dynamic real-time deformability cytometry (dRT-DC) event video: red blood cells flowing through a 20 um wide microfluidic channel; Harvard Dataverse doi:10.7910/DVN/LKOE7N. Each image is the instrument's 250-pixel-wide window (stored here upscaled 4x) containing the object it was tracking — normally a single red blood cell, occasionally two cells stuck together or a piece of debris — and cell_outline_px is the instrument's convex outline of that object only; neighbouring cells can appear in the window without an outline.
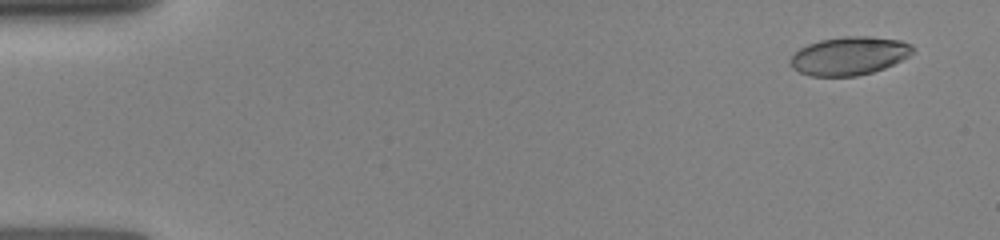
{"species": "human", "species_latin": "Homo sapiens", "temperature_condition": "room temperature", "stored_images_in_passage": 19, "camera_frame_rate_fps": 3000, "um_per_image_px": 0.085, "donor": {"sex": "female"}, "frame": {"image": 1, "passage_image": 2, "time_ms": 0.333, "image_size_px": [1000, 240], "cell_outline_px": [[916, 48], [908, 56], [884, 68], [872, 72], [856, 76], [812, 76], [800, 72], [792, 68], [788, 64], [788, 60], [800, 48], [808, 44], [820, 40], [844, 36], [868, 36], [900, 40], [912, 44]], "centroid_in_image_um": [72.17, 4.74], "position_along_channel_um": 12.8, "area_um2": 27.34}}
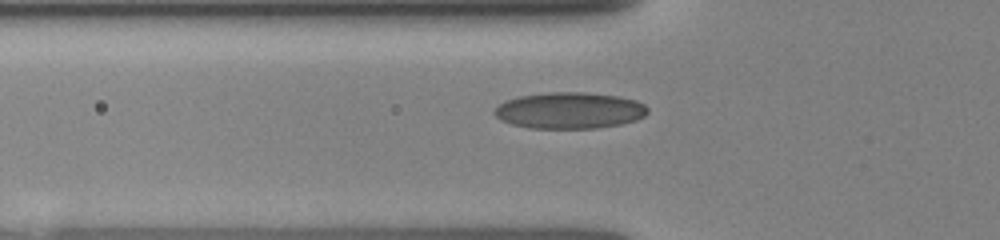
{"frame": {"image": 2, "passage_image": 17, "time_ms": 5.0, "image_size_px": [1000, 240], "cell_outline_px": [[648, 112], [644, 116], [636, 120], [620, 124], [596, 128], [528, 128], [512, 124], [500, 120], [492, 112], [504, 100], [520, 96], [548, 92], [584, 92], [620, 96], [636, 100], [644, 104], [648, 108]], "centroid_in_image_um": [48.41, 9.38], "position_along_channel_um": 77.4, "area_um2": 32.6}}
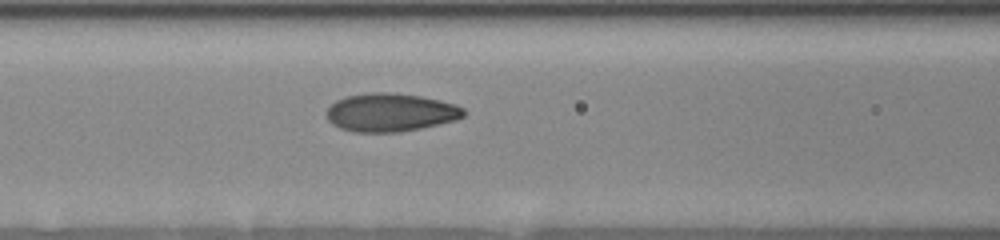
{"frame": {"image": 3, "passage_image": 19, "time_ms": 6.333, "image_size_px": [1000, 240], "cell_outline_px": [[464, 116], [456, 120], [420, 128], [400, 132], [352, 132], [340, 128], [332, 124], [328, 120], [324, 112], [336, 100], [348, 96], [368, 92], [392, 92], [420, 96], [440, 100], [456, 104], [464, 108]], "centroid_in_image_um": [33.17, 9.55], "position_along_channel_um": 133.4, "area_um2": 30.75}}